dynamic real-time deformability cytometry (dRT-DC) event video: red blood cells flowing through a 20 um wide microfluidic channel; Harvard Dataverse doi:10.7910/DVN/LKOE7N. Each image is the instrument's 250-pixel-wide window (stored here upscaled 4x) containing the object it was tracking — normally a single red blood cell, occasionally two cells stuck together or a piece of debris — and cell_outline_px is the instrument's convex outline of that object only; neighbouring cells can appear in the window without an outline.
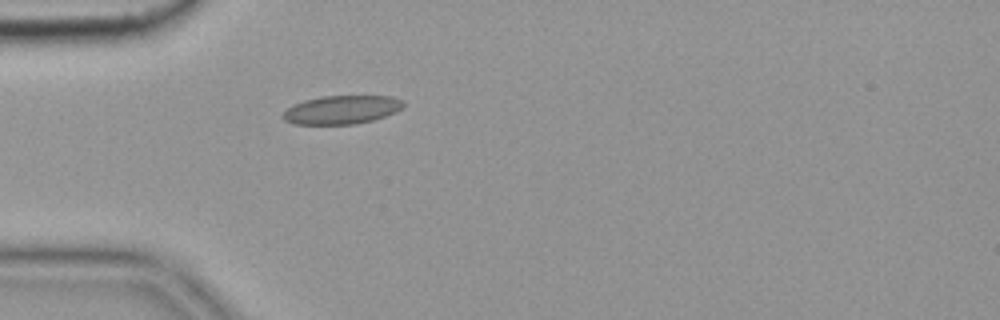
{"species": "common noctule bat (a hibernating species)", "species_latin": "Nyctalus noctula", "temperature_condition": "cold", "stored_images_in_passage": 5, "camera_frame_rate_fps": 3000, "um_per_image_px": 0.085, "animal": {"sex": "female", "body_mass_g": 19.9}, "frame": {"image": 1, "passage_image": 5, "time_ms": 1.333, "image_size_px": [1000, 320], "cell_outline_px": [[404, 104], [396, 112], [372, 120], [356, 124], [292, 124], [284, 120], [280, 116], [292, 104], [304, 100], [320, 96], [392, 96], [400, 100]], "centroid_in_image_um": [28.98, 9.33], "position_along_channel_um": 56.0, "area_um2": 20.0}}